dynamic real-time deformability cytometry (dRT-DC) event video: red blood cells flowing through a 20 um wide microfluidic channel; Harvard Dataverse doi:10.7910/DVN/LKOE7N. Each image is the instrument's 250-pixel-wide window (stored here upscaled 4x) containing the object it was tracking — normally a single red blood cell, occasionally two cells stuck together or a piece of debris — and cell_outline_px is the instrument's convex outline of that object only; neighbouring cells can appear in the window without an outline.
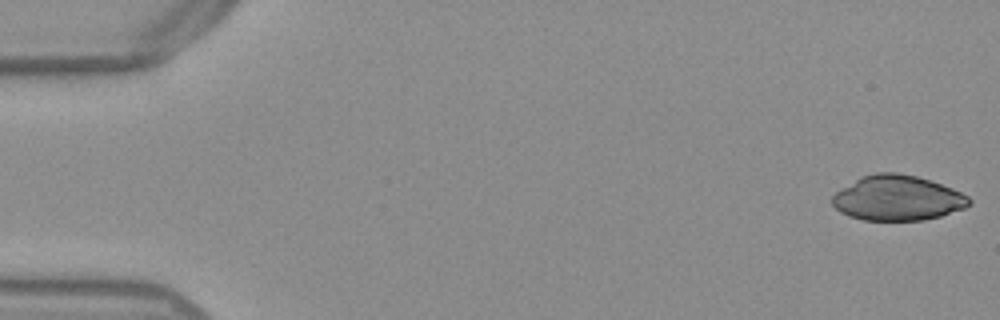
{"species": "Egyptian fruit bat (a non-hibernating species)", "species_latin": "Rousettus aegyptiacus", "temperature_condition": "warm", "stored_images_in_passage": 52, "camera_frame_rate_fps": 3000, "um_per_image_px": 0.085, "frame": {"image": 1, "passage_image": 1, "time_ms": 0.0, "image_size_px": [1000, 320], "cell_outline_px": [[972, 204], [964, 208], [940, 216], [924, 220], [864, 220], [848, 216], [840, 212], [832, 204], [832, 196], [836, 192], [860, 176], [876, 172], [896, 172], [916, 176], [952, 188], [968, 196], [972, 200]], "centroid_in_image_um": [76.27, 16.83], "position_along_channel_um": 8.7, "area_um2": 35.95}}